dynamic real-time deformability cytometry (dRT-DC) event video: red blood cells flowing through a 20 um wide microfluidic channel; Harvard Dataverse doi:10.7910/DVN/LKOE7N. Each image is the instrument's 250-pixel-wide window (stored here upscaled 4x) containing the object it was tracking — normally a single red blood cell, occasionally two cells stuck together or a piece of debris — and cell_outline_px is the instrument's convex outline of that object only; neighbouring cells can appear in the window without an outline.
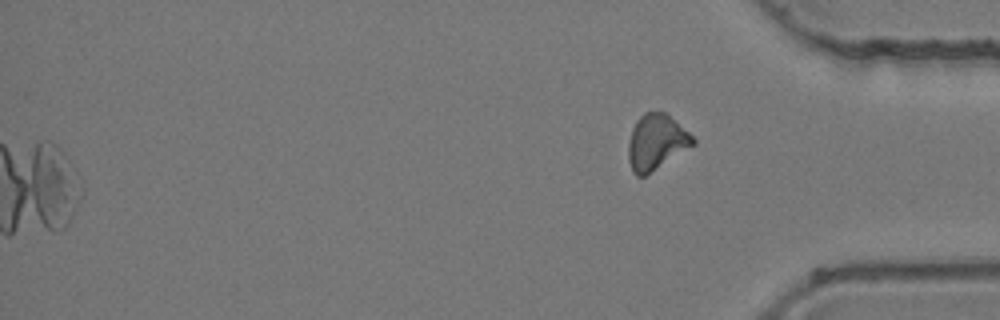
{"species": "common noctule bat (a hibernating species)", "species_latin": "Nyctalus noctula", "temperature_condition": "room temperature", "stored_images_in_passage": 53, "camera_frame_rate_fps": 3000, "um_per_image_px": 0.085, "animal": {"sex": "female", "body_mass_g": 24.6, "forearm_length_mm": 56.2}, "frame": {"image": 1, "passage_image": 53, "time_ms": 17.333, "image_size_px": [1000, 320], "cell_outline_px": [[696, 144], [644, 176], [636, 176], [632, 172], [628, 160], [628, 144], [632, 128], [636, 120], [644, 112], [664, 112], [688, 132], [696, 140]], "centroid_in_image_um": [55.76, 12.09], "position_along_channel_um": 379.4, "area_um2": 20.69}}